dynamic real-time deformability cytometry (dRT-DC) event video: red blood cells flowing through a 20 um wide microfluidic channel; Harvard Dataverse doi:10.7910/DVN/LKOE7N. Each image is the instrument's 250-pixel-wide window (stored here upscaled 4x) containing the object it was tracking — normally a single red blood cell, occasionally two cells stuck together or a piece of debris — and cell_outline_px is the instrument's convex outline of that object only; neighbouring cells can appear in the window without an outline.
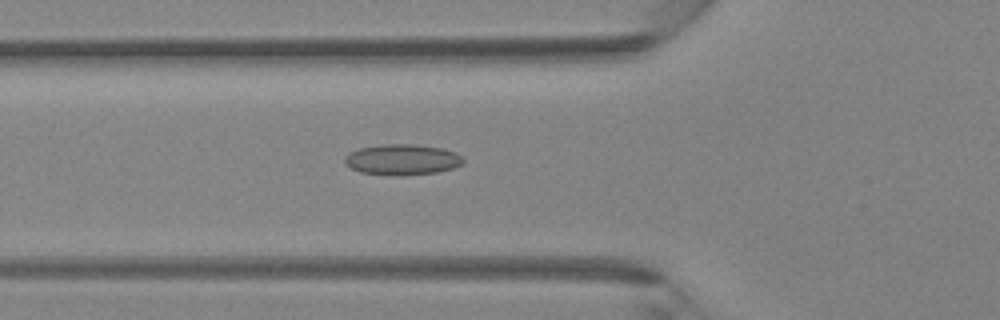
{"species": "Egyptian fruit bat (a non-hibernating species)", "species_latin": "Rousettus aegyptiacus", "temperature_condition": "room temperature", "stored_images_in_passage": 42, "camera_frame_rate_fps": 3000, "um_per_image_px": 0.085, "animal": {"sex": "female"}, "frame": {"image": 1, "passage_image": 15, "time_ms": 4.667, "image_size_px": [1000, 320], "cell_outline_px": [[464, 164], [452, 168], [436, 172], [400, 176], [396, 176], [360, 172], [348, 168], [344, 164], [344, 156], [360, 148], [384, 144], [412, 144], [440, 148], [456, 152], [464, 160]], "centroid_in_image_um": [34.16, 13.58], "position_along_channel_um": 91.6, "area_um2": 21.27}}
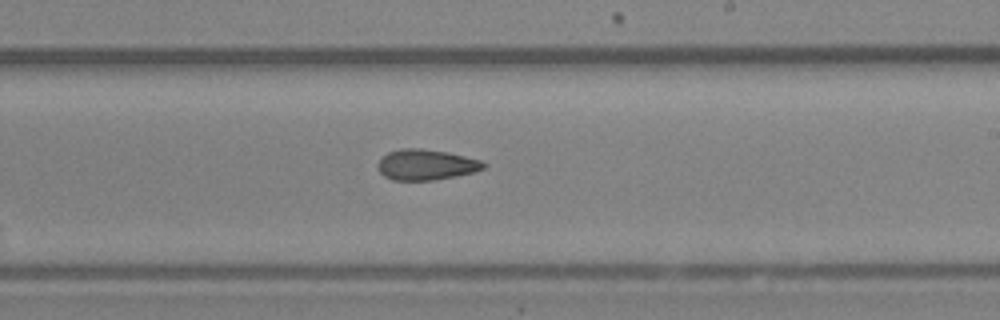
{"frame": {"image": 2, "passage_image": 25, "time_ms": 8.0, "image_size_px": [1000, 320], "cell_outline_px": [[488, 164], [484, 168], [476, 172], [456, 176], [432, 180], [392, 180], [384, 176], [380, 172], [376, 164], [388, 152], [400, 148], [420, 148], [448, 152], [480, 160]], "centroid_in_image_um": [36.22, 14.0], "position_along_channel_um": 252.8, "area_um2": 18.96}}
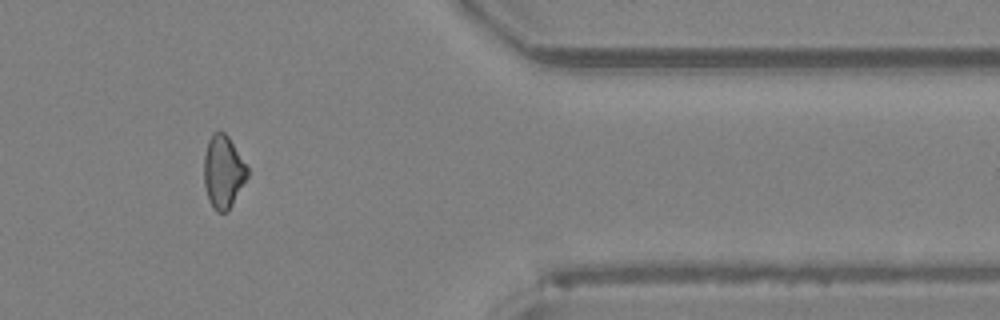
{"frame": {"image": 3, "passage_image": 35, "time_ms": 11.333, "image_size_px": [1000, 320], "cell_outline_px": [[248, 176], [228, 212], [216, 212], [212, 208], [208, 200], [204, 184], [204, 156], [208, 140], [212, 132], [224, 132], [228, 136], [248, 168]], "centroid_in_image_um": [18.96, 14.63], "position_along_channel_um": 392.4, "area_um2": 18.44}}